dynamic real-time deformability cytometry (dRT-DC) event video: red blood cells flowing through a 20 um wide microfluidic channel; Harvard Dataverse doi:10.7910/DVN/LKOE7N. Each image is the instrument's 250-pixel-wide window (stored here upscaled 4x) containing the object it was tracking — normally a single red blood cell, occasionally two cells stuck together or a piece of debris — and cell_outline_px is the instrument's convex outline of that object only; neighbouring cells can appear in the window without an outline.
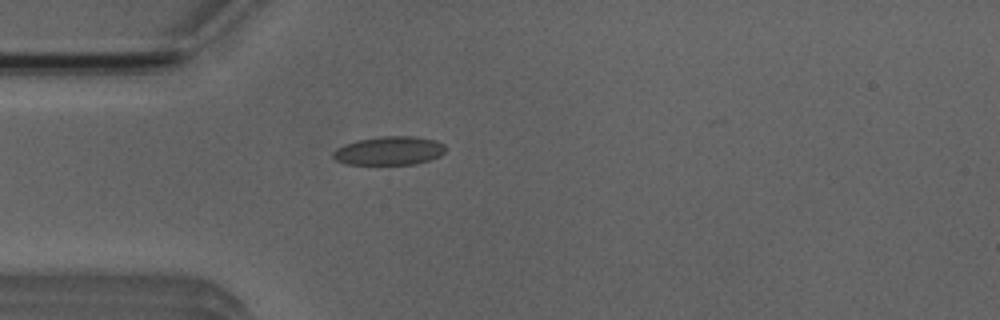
{"species": "Egyptian fruit bat (a non-hibernating species)", "species_latin": "Rousettus aegyptiacus", "temperature_condition": "room temperature", "stored_images_in_passage": 36, "camera_frame_rate_fps": 3000, "um_per_image_px": 0.085, "animal": {"sex": "male"}, "frame": {"image": 1, "passage_image": 4, "time_ms": 1.0, "image_size_px": [1000, 320], "cell_outline_px": [[444, 152], [440, 156], [416, 164], [344, 164], [336, 160], [332, 156], [332, 152], [336, 148], [356, 140], [380, 136], [416, 136], [436, 140], [444, 144]], "centroid_in_image_um": [33.07, 12.8], "position_along_channel_um": 51.9, "area_um2": 18.84}}
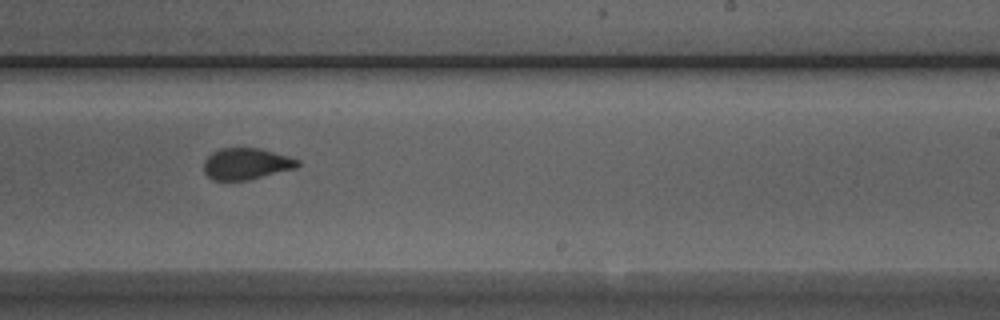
{"frame": {"image": 2, "passage_image": 21, "time_ms": 6.667, "image_size_px": [1000, 320], "cell_outline_px": [[300, 164], [296, 168], [248, 180], [212, 180], [204, 172], [204, 160], [212, 152], [220, 148], [260, 148], [300, 160]], "centroid_in_image_um": [20.92, 13.92], "position_along_channel_um": 268.1, "area_um2": 17.17}}
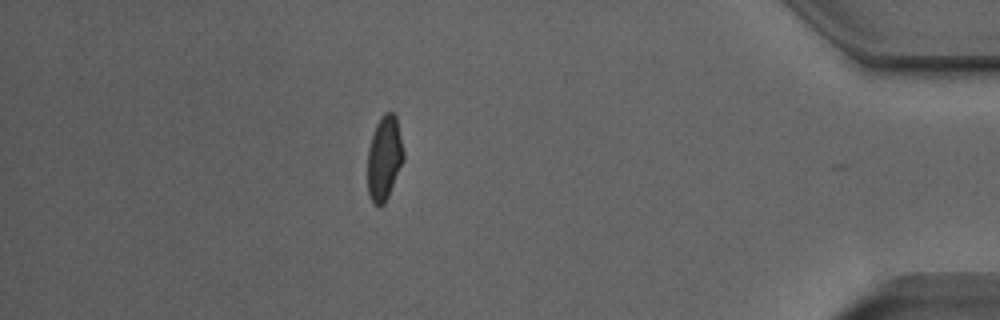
{"frame": {"image": 3, "passage_image": 35, "time_ms": 11.333, "image_size_px": [1000, 320], "cell_outline_px": [[404, 160], [388, 196], [384, 204], [372, 204], [368, 192], [368, 148], [376, 124], [380, 116], [384, 112], [392, 112], [396, 116], [404, 152]], "centroid_in_image_um": [32.67, 13.41], "position_along_channel_um": 402.5, "area_um2": 17.63}, "authors_computed_cell_mechanics": {"area_um2": 18.0914, "velocity_mm_per_s": 3.9331, "shape_relaxation_time_tau1_ms": 6.4669, "shape_relaxation_time_tau2_ms": 1.0182, "deformation_change_tau1": 0.1578, "deformation_change_tau2": 0.0629}}